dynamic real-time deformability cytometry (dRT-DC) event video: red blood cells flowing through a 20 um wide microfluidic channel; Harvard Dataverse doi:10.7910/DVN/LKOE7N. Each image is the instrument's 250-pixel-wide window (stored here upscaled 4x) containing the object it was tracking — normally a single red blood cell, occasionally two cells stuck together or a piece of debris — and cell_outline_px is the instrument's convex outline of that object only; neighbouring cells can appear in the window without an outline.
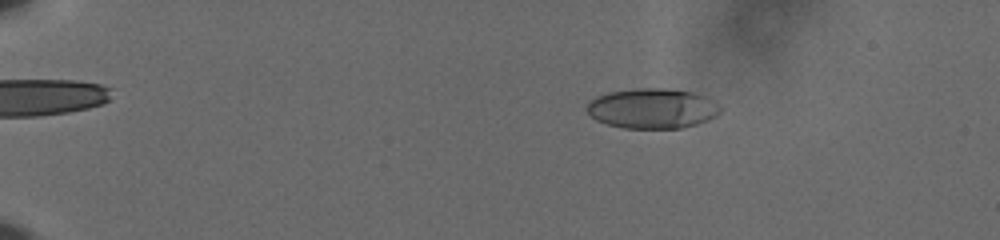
{"species": "human", "species_latin": "Homo sapiens", "temperature_condition": "cold", "stored_images_in_passage": 61, "camera_frame_rate_fps": 3000, "um_per_image_px": 0.085, "donor": {"sex": "male"}, "frame": {"image": 1, "passage_image": 13, "time_ms": 4.0, "image_size_px": [1000, 240], "cell_outline_px": [[720, 112], [716, 116], [708, 120], [696, 124], [680, 128], [624, 128], [608, 124], [596, 120], [584, 108], [588, 100], [596, 96], [608, 92], [636, 88], [664, 88], [692, 92], [704, 96], [720, 104]], "centroid_in_image_um": [55.42, 9.21], "position_along_channel_um": 29.6, "area_um2": 31.33}}
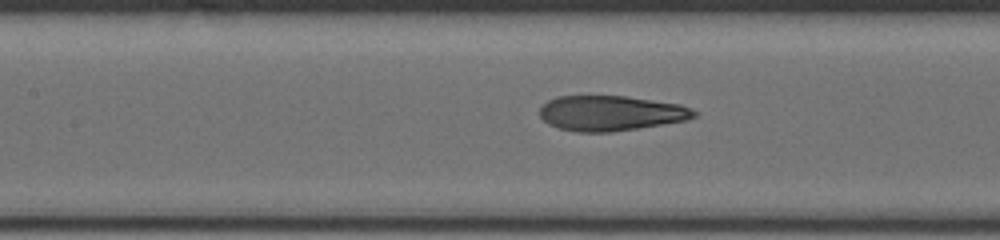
{"frame": {"image": 2, "passage_image": 32, "time_ms": 10.333, "image_size_px": [1000, 240], "cell_outline_px": [[696, 116], [688, 120], [612, 132], [576, 132], [560, 128], [548, 124], [540, 116], [540, 108], [548, 100], [556, 96], [624, 96], [680, 104], [696, 112]], "centroid_in_image_um": [51.89, 9.62], "position_along_channel_um": 155.5, "area_um2": 31.44}}
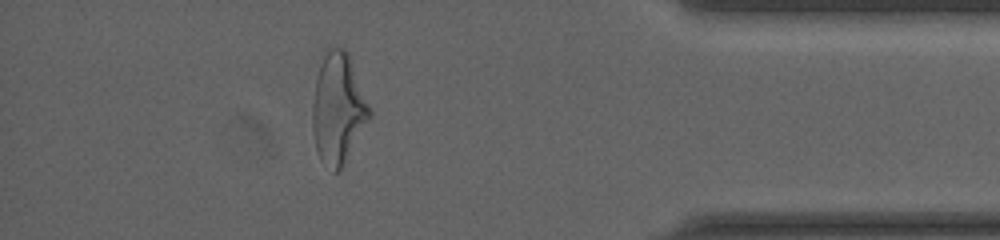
{"frame": {"image": 3, "passage_image": 55, "time_ms": 18.0, "image_size_px": [1000, 240], "cell_outline_px": [[372, 116], [340, 168], [336, 172], [332, 172], [320, 160], [316, 148], [312, 128], [312, 104], [316, 80], [320, 64], [328, 48], [344, 48], [348, 52], [372, 112]], "centroid_in_image_um": [28.73, 9.23], "position_along_channel_um": 406.5, "area_um2": 36.36}, "authors_computed_cell_mechanics": {"area_um2": 32.4258, "velocity_mm_per_s": 3.6357, "shape_relaxation_time_tau1_ms": 6.864, "shape_relaxation_time_tau2_ms": 1.1964, "deformation_change_tau1": 0.2244, "deformation_change_tau2": 0.0924}}